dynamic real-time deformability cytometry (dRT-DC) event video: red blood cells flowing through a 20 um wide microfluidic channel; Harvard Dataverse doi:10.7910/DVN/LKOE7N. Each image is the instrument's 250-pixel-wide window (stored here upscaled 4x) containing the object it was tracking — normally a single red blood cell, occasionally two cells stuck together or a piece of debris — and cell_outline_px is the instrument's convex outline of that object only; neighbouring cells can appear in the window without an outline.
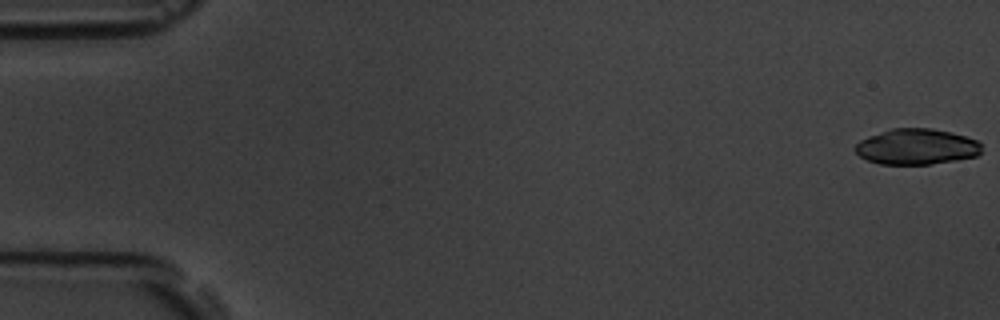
{"species": "common noctule bat (a hibernating species)", "species_latin": "Nyctalus noctula", "temperature_condition": "room temperature", "stored_images_in_passage": 5, "camera_frame_rate_fps": 3000, "um_per_image_px": 0.085, "animal": {"sex": "male", "body_mass_g": 19.5, "forearm_length_mm": 54.6}, "frame": {"image": 1, "passage_image": 1, "time_ms": 0.0, "image_size_px": [1000, 320], "cell_outline_px": [[980, 152], [976, 156], [956, 160], [932, 164], [880, 164], [868, 160], [860, 156], [856, 152], [856, 144], [860, 140], [868, 136], [892, 128], [932, 128], [964, 136], [976, 140], [980, 144]], "centroid_in_image_um": [77.89, 12.47], "position_along_channel_um": 7.1, "area_um2": 26.07}}